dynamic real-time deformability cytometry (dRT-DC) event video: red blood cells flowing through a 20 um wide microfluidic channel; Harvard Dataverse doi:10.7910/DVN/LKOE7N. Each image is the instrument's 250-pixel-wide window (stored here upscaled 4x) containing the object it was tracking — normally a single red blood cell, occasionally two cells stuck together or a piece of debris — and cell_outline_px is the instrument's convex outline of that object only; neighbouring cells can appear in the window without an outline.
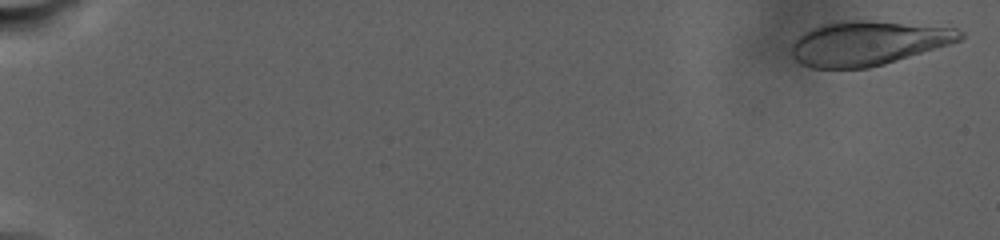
{"species": "human", "species_latin": "Homo sapiens", "temperature_condition": "warm", "stored_images_in_passage": 95, "camera_frame_rate_fps": 3000, "um_per_image_px": 0.085, "donor": {"sex": "male"}, "frame": {"image": 1, "passage_image": 1, "time_ms": 0.0, "image_size_px": [1000, 240], "cell_outline_px": [[964, 36], [960, 40], [948, 44], [884, 64], [868, 68], [812, 68], [800, 64], [792, 56], [792, 44], [804, 32], [812, 28], [824, 24], [848, 20], [872, 20], [956, 28], [964, 32]], "centroid_in_image_um": [73.76, 3.67], "position_along_channel_um": 11.2, "area_um2": 43.18}}
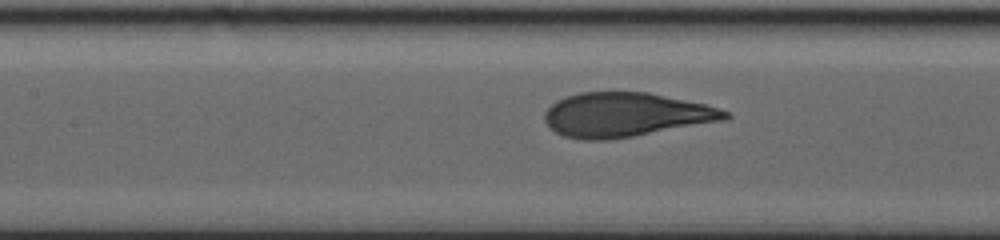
{"frame": {"image": 2, "passage_image": 51, "time_ms": 14.667, "image_size_px": [1000, 240], "cell_outline_px": [[732, 116], [728, 120], [608, 140], [584, 140], [564, 136], [556, 132], [544, 120], [544, 112], [556, 100], [580, 92], [648, 92], [704, 104], [732, 112]], "centroid_in_image_um": [53.21, 9.75], "position_along_channel_um": 154.2, "area_um2": 46.47}}
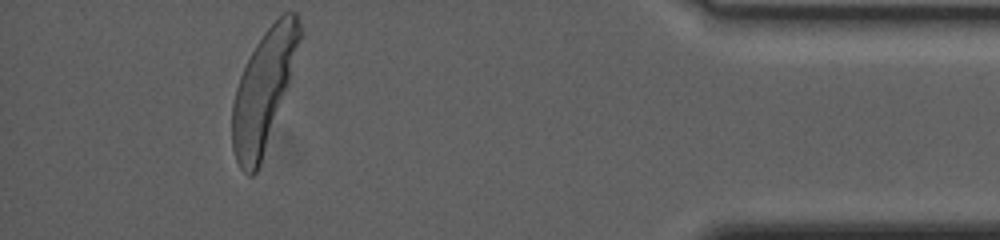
{"frame": {"image": 3, "passage_image": 95, "time_ms": 27.333, "image_size_px": [1000, 240], "cell_outline_px": [[304, 32], [288, 84], [260, 164], [256, 172], [252, 176], [248, 176], [240, 168], [236, 160], [232, 148], [232, 104], [236, 88], [240, 76], [256, 44], [264, 32], [284, 12], [296, 12]], "centroid_in_image_um": [22.41, 7.65], "position_along_channel_um": 412.8, "area_um2": 46.12}, "authors_computed_cell_mechanics": {"area_um2": 45.8932, "velocity_mm_per_s": 2.3802, "shape_relaxation_time_tau1_ms": 5.4235, "shape_relaxation_time_tau2_ms": null, "deformation_change_tau1": 0.218, "deformation_change_tau2": null}}